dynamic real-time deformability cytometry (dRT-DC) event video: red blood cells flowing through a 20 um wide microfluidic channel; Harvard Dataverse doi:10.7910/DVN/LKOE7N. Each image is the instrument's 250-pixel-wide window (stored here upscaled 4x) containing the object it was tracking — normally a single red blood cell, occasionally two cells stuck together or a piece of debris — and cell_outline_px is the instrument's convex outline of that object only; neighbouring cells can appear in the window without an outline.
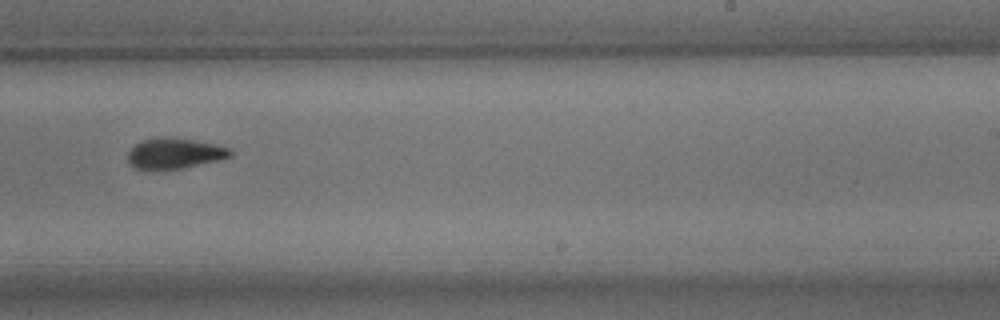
{"species": "common noctule bat (a hibernating species)", "species_latin": "Nyctalus noctula", "temperature_condition": "room temperature", "stored_images_in_passage": 10, "camera_frame_rate_fps": 3000, "um_per_image_px": 0.085, "animal": {"sex": "male", "body_mass_g": 15.6}, "frame": {"image": 1, "passage_image": 9, "time_ms": 9.0, "image_size_px": [1000, 320], "cell_outline_px": [[232, 156], [220, 160], [184, 168], [144, 172], [132, 168], [128, 160], [128, 152], [136, 144], [144, 140], [168, 136], [216, 144], [232, 148]], "centroid_in_image_um": [14.82, 13.08], "position_along_channel_um": 274.2, "area_um2": 18.84}}